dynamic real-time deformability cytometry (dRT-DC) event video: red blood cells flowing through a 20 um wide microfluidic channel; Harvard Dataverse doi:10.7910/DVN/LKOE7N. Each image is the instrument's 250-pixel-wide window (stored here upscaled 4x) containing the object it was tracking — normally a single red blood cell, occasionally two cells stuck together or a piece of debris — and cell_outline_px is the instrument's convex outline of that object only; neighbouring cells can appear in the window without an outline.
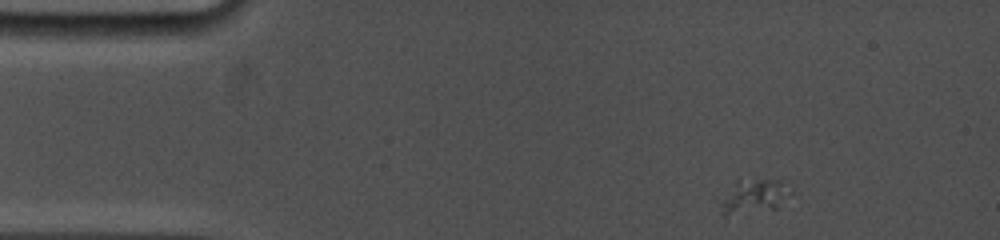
{"species": "common noctule bat (a hibernating species)", "species_latin": "Nyctalus noctula", "temperature_condition": "cold", "stored_images_in_passage": 20, "camera_frame_rate_fps": 5000, "um_per_image_px": 0.085, "animal": {"sex": "female", "body_mass_g": 19.0, "forearm_length_mm": 53.3}, "frame": {"image": 1, "passage_image": 1, "time_ms": 0.0, "image_size_px": [1000, 240], "cell_outline_px": [[784, 188], [776, 208], [724, 216], [720, 212], [720, 200], [736, 180], [780, 180]], "centroid_in_image_um": [63.85, 16.71], "position_along_channel_um": 21.2, "area_um2": 12.77}}
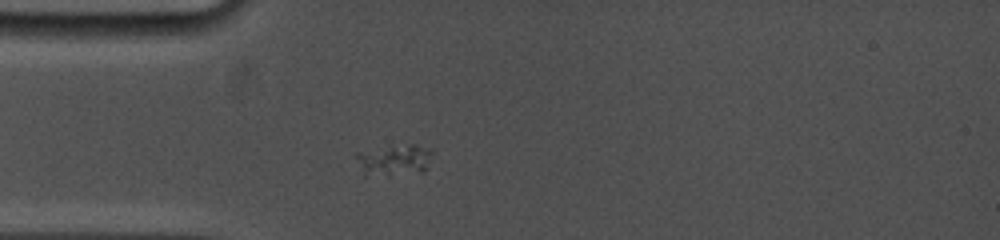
{"frame": {"image": 2, "passage_image": 17, "time_ms": 2.6, "image_size_px": [1000, 240], "cell_outline_px": [[436, 152], [424, 172], [388, 176], [364, 176], [356, 156], [356, 152], [408, 144], [416, 144], [432, 148]], "centroid_in_image_um": [33.6, 13.62], "position_along_channel_um": 51.4, "area_um2": 14.28}}